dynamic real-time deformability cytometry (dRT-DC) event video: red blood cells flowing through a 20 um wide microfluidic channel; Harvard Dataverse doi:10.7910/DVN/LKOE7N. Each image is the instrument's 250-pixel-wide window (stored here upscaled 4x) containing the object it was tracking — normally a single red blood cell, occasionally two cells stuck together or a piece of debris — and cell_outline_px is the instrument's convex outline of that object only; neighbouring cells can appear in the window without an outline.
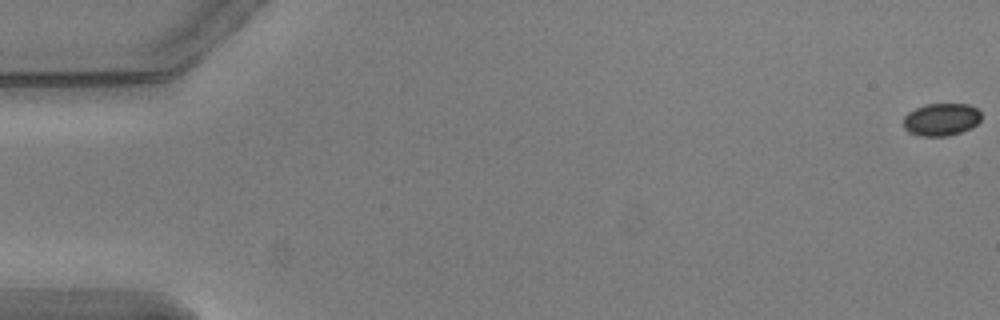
{"species": "common noctule bat (a hibernating species)", "species_latin": "Nyctalus noctula", "temperature_condition": "warm", "stored_images_in_passage": 20, "camera_frame_rate_fps": 3000, "um_per_image_px": 0.085, "animal": {"sex": "male", "body_mass_g": 20.5, "forearm_length_mm": 52.5}, "frame": {"image": 1, "passage_image": 1, "time_ms": 0.0, "image_size_px": [1000, 320], "cell_outline_px": [[980, 120], [972, 128], [948, 136], [920, 136], [908, 132], [904, 128], [904, 116], [908, 112], [916, 108], [928, 104], [968, 104], [976, 108], [980, 112]], "centroid_in_image_um": [80.0, 10.16], "position_along_channel_um": 5.0, "area_um2": 14.74}}
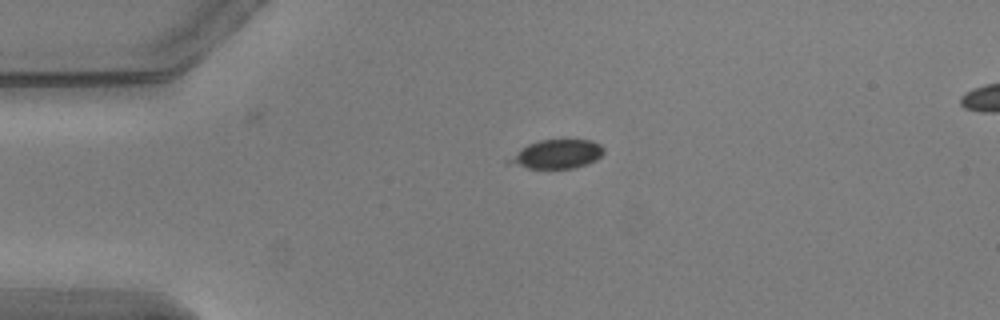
{"frame": {"image": 2, "passage_image": 14, "time_ms": 4.333, "image_size_px": [1000, 320], "cell_outline_px": [[604, 152], [596, 160], [588, 164], [576, 168], [528, 168], [504, 160], [528, 144], [540, 140], [592, 140], [600, 144], [604, 148]], "centroid_in_image_um": [47.38, 13.1], "position_along_channel_um": 37.6, "area_um2": 15.78}}
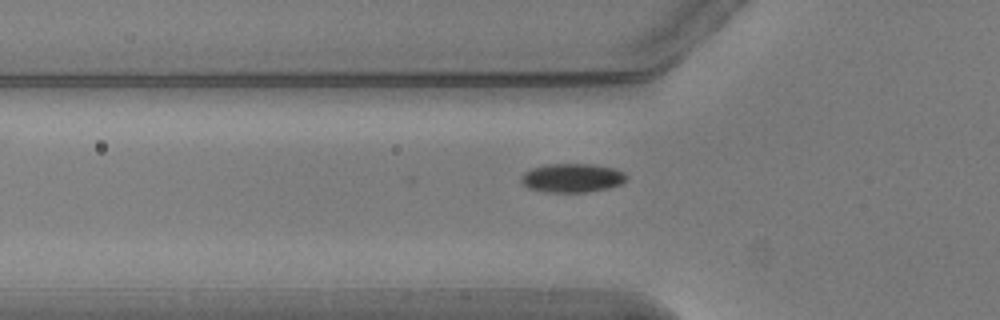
{"frame": {"image": 3, "passage_image": 20, "time_ms": 6.333, "image_size_px": [1000, 320], "cell_outline_px": [[628, 176], [620, 184], [608, 188], [588, 192], [548, 192], [528, 188], [520, 180], [520, 176], [524, 172], [532, 168], [548, 164], [592, 164], [616, 168], [624, 172]], "centroid_in_image_um": [48.63, 15.12], "position_along_channel_um": 77.2, "area_um2": 17.74}}